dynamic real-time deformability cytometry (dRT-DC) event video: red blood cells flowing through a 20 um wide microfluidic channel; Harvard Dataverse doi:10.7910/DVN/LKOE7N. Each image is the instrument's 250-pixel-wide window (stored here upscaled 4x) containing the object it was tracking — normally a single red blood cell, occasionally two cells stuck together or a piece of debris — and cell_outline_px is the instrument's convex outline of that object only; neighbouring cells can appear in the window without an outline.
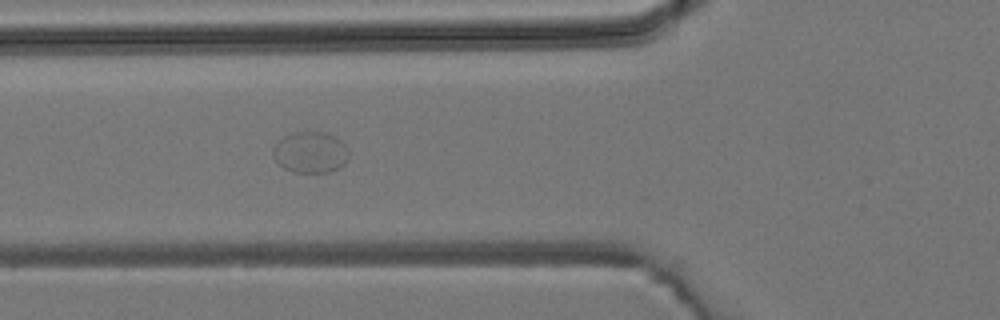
{"species": "common noctule bat (a hibernating species)", "species_latin": "Nyctalus noctula", "temperature_condition": "room temperature", "stored_images_in_passage": 5, "camera_frame_rate_fps": 3000, "um_per_image_px": 0.085, "animal": {"sex": "male", "body_mass_g": 19.2, "forearm_length_mm": 51.8}, "frame": {"image": 1, "passage_image": 5, "time_ms": 5.0, "image_size_px": [1000, 320], "cell_outline_px": [[348, 156], [344, 164], [328, 172], [296, 172], [284, 168], [272, 156], [272, 148], [284, 136], [292, 132], [324, 132], [340, 140], [344, 144], [348, 152]], "centroid_in_image_um": [26.35, 12.94], "position_along_channel_um": 99.4, "area_um2": 17.92}}